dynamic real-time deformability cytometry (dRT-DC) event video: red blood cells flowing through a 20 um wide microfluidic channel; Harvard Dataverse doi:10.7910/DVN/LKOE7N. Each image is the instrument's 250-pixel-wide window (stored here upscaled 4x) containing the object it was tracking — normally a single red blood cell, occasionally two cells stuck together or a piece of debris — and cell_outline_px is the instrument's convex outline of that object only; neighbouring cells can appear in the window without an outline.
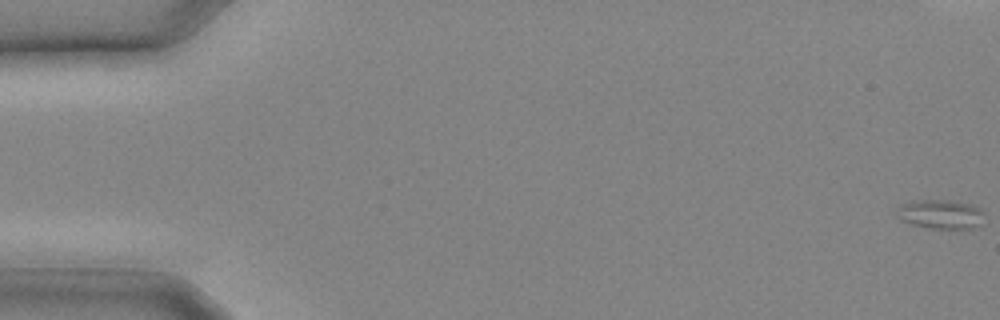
{"species": "common noctule bat (a hibernating species)", "species_latin": "Nyctalus noctula", "temperature_condition": "cold", "stored_images_in_passage": 28, "segment_of_instrument_passage": [1, 3], "camera_frame_rate_fps": 3000, "um_per_image_px": 0.085, "animal": {"sex": "male", "body_mass_g": 20.4}, "frame": {"image": 1, "passage_image": 1, "time_ms": 0.0, "image_size_px": [1000, 320], "cell_outline_px": [[984, 212], [980, 224], [972, 228], [932, 228], [912, 224], [900, 220], [896, 216], [896, 212], [900, 204], [920, 200], [952, 200], [972, 204], [980, 208]], "centroid_in_image_um": [79.94, 18.19], "position_along_channel_um": 5.1, "area_um2": 14.85}}